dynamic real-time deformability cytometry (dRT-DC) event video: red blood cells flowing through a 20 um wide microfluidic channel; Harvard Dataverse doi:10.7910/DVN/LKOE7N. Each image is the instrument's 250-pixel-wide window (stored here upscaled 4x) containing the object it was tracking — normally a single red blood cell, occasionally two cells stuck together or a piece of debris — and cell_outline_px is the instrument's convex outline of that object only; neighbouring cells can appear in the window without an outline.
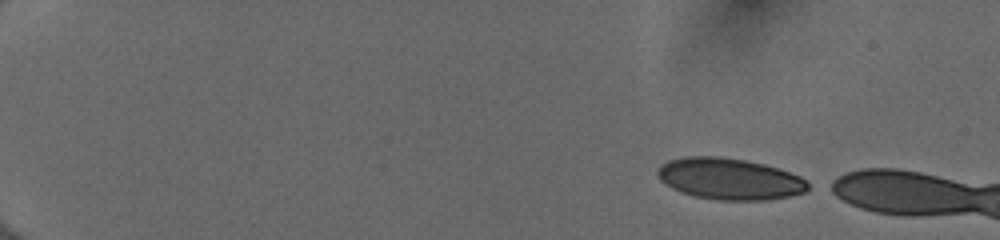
{"species": "human", "species_latin": "Homo sapiens", "temperature_condition": "cold", "stored_images_in_passage": 13, "camera_frame_rate_fps": 3000, "um_per_image_px": 0.085, "donor": {"sex": "female"}, "frame": {"image": 1, "passage_image": 1, "time_ms": 0.0, "image_size_px": [1000, 240], "cell_outline_px": [[808, 188], [804, 192], [788, 196], [764, 200], [720, 200], [696, 196], [672, 188], [660, 180], [656, 172], [656, 168], [660, 164], [668, 160], [684, 156], [720, 156], [744, 160], [764, 164], [800, 176], [808, 184]], "centroid_in_image_um": [61.95, 15.19], "position_along_channel_um": 23.1, "area_um2": 36.07}}